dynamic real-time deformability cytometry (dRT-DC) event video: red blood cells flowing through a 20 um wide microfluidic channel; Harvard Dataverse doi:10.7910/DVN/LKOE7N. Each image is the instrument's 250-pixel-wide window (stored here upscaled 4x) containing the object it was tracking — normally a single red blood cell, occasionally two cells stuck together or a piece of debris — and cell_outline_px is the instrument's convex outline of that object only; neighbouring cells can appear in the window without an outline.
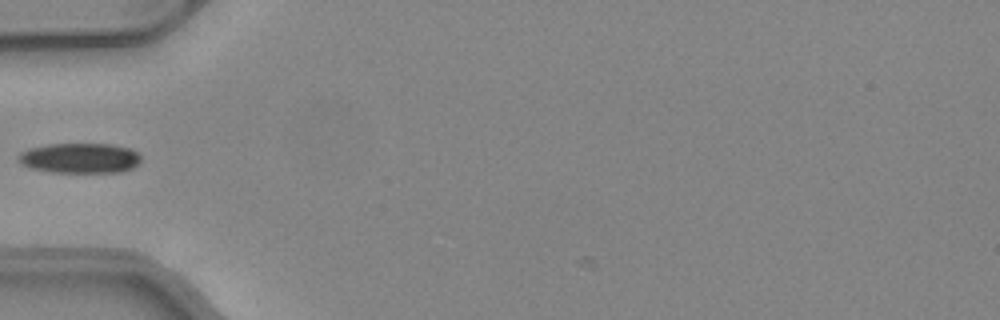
{"species": "common noctule bat (a hibernating species)", "species_latin": "Nyctalus noctula", "temperature_condition": "warm", "stored_images_in_passage": 32, "camera_frame_rate_fps": 3000, "um_per_image_px": 0.085, "animal": {"sex": "female", "body_mass_g": 24.6, "forearm_length_mm": 56.2}, "frame": {"image": 1, "passage_image": 4, "time_ms": 1.0, "image_size_px": [1000, 320], "cell_outline_px": [[140, 160], [132, 168], [120, 172], [52, 172], [28, 168], [20, 164], [16, 156], [20, 152], [32, 148], [48, 144], [112, 144], [128, 148], [136, 152], [140, 156]], "centroid_in_image_um": [6.73, 13.44], "position_along_channel_um": 78.3, "area_um2": 21.5}}
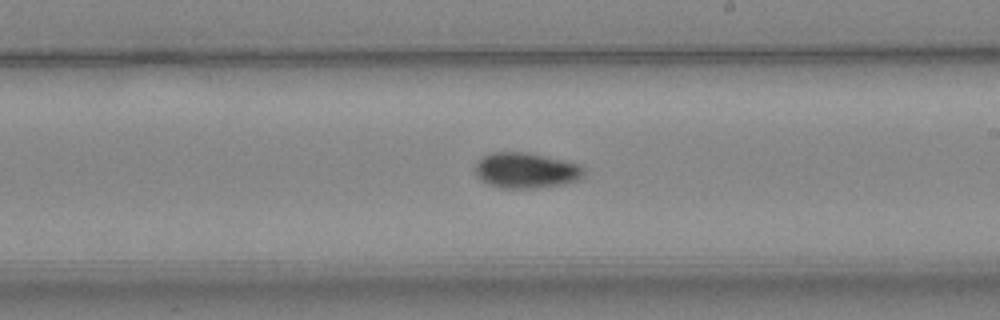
{"frame": {"image": 2, "passage_image": 16, "time_ms": 5.0, "image_size_px": [1000, 320], "cell_outline_px": [[588, 176], [580, 180], [564, 184], [532, 188], [504, 188], [488, 184], [480, 180], [476, 172], [476, 160], [488, 152], [524, 152], [544, 156], [580, 164], [584, 168]], "centroid_in_image_um": [44.74, 14.48], "position_along_channel_um": 244.3, "area_um2": 22.77}}
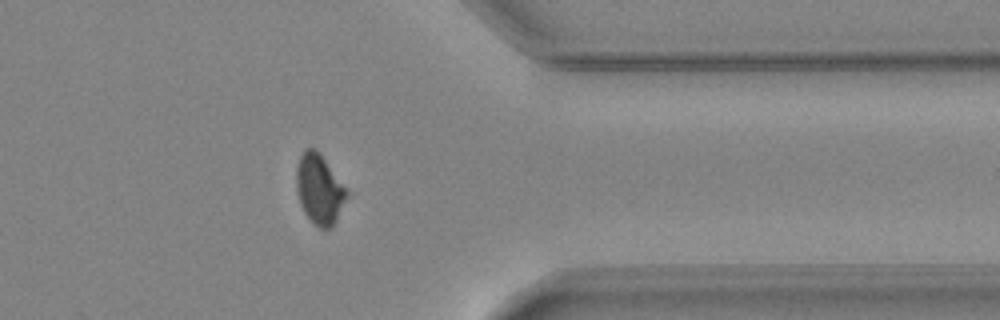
{"frame": {"image": 3, "passage_image": 27, "time_ms": 8.667, "image_size_px": [1000, 320], "cell_outline_px": [[348, 196], [332, 228], [320, 228], [312, 224], [304, 212], [300, 204], [296, 188], [296, 168], [300, 156], [304, 148], [316, 148], [320, 152], [348, 192]], "centroid_in_image_um": [27.12, 16.08], "position_along_channel_um": 384.3, "area_um2": 20.58}}